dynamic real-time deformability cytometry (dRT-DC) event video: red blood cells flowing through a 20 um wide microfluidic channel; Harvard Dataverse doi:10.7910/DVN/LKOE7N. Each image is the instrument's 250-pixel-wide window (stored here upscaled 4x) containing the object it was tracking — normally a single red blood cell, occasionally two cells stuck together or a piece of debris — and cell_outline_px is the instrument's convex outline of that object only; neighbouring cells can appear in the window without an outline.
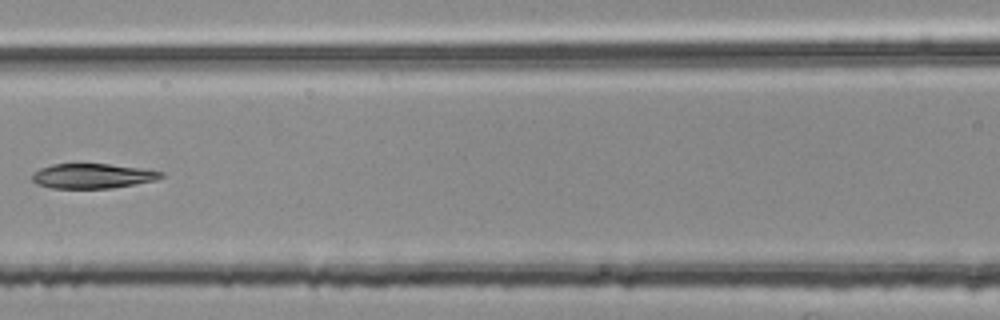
{"species": "common noctule bat (a hibernating species)", "species_latin": "Nyctalus noctula", "temperature_condition": "room temperature", "stored_images_in_passage": 4, "camera_frame_rate_fps": 3000, "um_per_image_px": 0.085, "animal": {"sex": "female", "body_mass_g": 25.1}, "frame": {"image": 1, "passage_image": 4, "time_ms": 1.0, "image_size_px": [1000, 320], "cell_outline_px": [[164, 176], [156, 180], [136, 184], [112, 188], [52, 188], [36, 184], [32, 180], [32, 172], [40, 168], [52, 164], [108, 164], [140, 168], [164, 172]], "centroid_in_image_um": [7.85, 14.96], "position_along_channel_um": 158.8, "area_um2": 18.67}}